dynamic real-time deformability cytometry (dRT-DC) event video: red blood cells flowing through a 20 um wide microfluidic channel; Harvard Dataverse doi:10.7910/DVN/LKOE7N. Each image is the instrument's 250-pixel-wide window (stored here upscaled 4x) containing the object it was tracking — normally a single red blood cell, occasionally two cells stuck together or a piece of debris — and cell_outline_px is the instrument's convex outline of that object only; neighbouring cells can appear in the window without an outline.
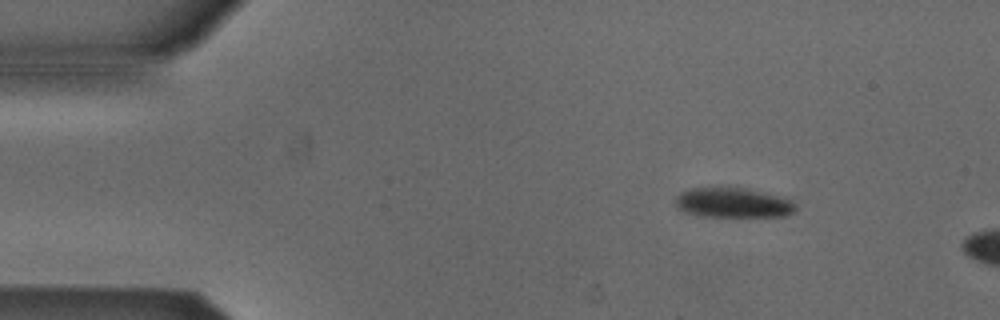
{"species": "Egyptian fruit bat (a non-hibernating species)", "species_latin": "Rousettus aegyptiacus", "temperature_condition": "cold", "stored_images_in_passage": 11, "camera_frame_rate_fps": 3000, "um_per_image_px": 0.085, "animal": {"sex": "male"}, "frame": {"image": 1, "passage_image": 7, "time_ms": 2.0, "image_size_px": [1000, 320], "cell_outline_px": [[796, 212], [784, 216], [704, 216], [688, 212], [680, 208], [676, 204], [676, 196], [680, 192], [688, 188], [708, 184], [736, 184], [788, 196], [796, 204]], "centroid_in_image_um": [62.38, 17.12], "position_along_channel_um": 22.6, "area_um2": 22.6}}